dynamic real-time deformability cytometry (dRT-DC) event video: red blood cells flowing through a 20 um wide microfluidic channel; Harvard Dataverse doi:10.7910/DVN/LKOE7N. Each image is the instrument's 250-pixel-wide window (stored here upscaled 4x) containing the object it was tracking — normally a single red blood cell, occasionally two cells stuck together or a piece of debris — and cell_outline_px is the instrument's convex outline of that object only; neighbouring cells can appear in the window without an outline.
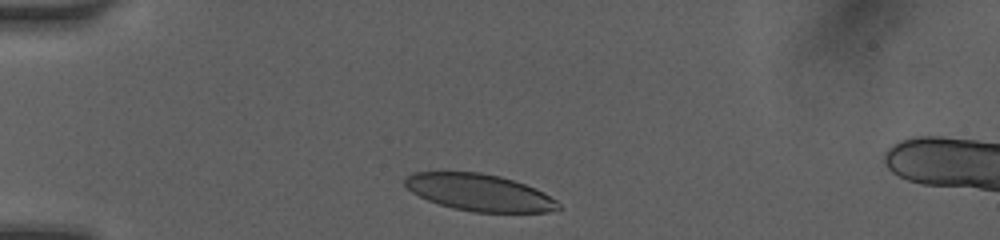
{"species": "human", "species_latin": "Homo sapiens", "temperature_condition": "room temperature", "stored_images_in_passage": 7, "camera_frame_rate_fps": 3000, "um_per_image_px": 0.085, "donor": {"sex": "female"}, "frame": {"image": 1, "passage_image": 1, "time_ms": 0.0, "image_size_px": [1000, 240], "cell_outline_px": [[560, 208], [548, 212], [472, 212], [452, 208], [428, 200], [412, 192], [404, 184], [404, 176], [412, 172], [480, 172], [500, 176], [536, 188], [544, 192], [556, 200], [560, 204]], "centroid_in_image_um": [40.73, 16.36], "position_along_channel_um": 44.3, "area_um2": 33.0}}
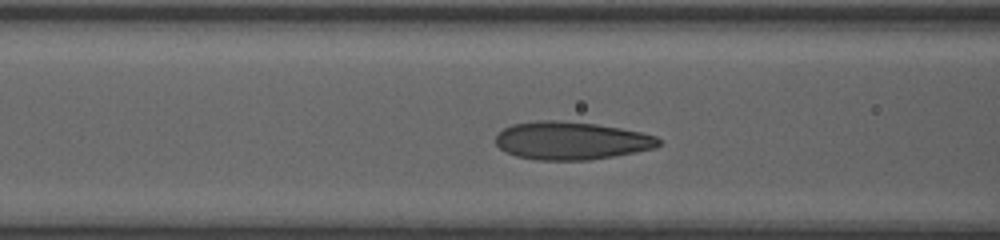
{"frame": {"image": 2, "passage_image": 5, "time_ms": 2.667, "image_size_px": [1000, 240], "cell_outline_px": [[660, 144], [656, 148], [636, 152], [588, 160], [536, 160], [516, 156], [504, 152], [496, 144], [496, 136], [504, 128], [512, 124], [544, 120], [556, 120], [596, 124], [620, 128], [640, 132], [656, 136], [660, 140]], "centroid_in_image_um": [48.55, 11.96], "position_along_channel_um": 118.1, "area_um2": 35.95}}
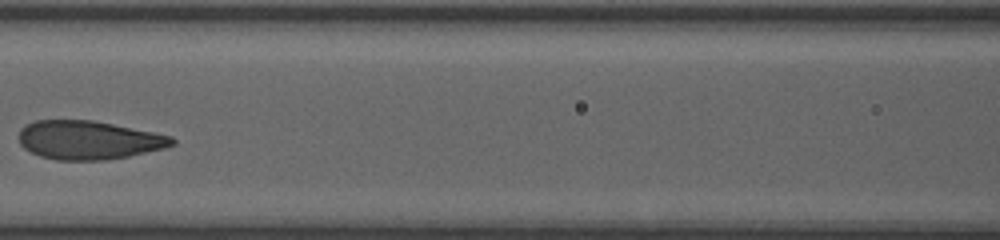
{"frame": {"image": 3, "passage_image": 7, "time_ms": 3.667, "image_size_px": [1000, 240], "cell_outline_px": [[176, 144], [164, 148], [128, 156], [104, 160], [56, 160], [40, 156], [24, 148], [20, 144], [20, 128], [36, 120], [92, 120], [172, 136], [176, 140]], "centroid_in_image_um": [7.53, 11.91], "position_along_channel_um": 159.1, "area_um2": 34.28}}